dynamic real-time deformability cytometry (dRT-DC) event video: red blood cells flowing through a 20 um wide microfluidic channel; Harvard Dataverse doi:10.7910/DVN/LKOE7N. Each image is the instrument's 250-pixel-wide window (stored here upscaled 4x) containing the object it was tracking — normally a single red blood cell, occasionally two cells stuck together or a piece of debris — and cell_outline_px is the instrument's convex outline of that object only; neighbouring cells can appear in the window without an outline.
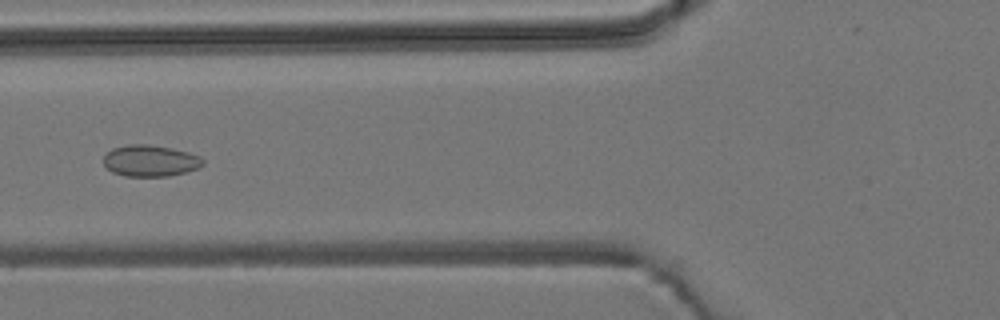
{"species": "common noctule bat (a hibernating species)", "species_latin": "Nyctalus noctula", "temperature_condition": "room temperature", "stored_images_in_passage": 46, "camera_frame_rate_fps": 3000, "um_per_image_px": 0.085, "animal": {"sex": "male", "body_mass_g": 19.2, "forearm_length_mm": 51.8}, "frame": {"image": 1, "passage_image": 13, "time_ms": 4.0, "image_size_px": [1000, 320], "cell_outline_px": [[204, 164], [196, 168], [184, 172], [168, 176], [124, 176], [112, 172], [104, 164], [104, 156], [112, 148], [128, 144], [148, 144], [172, 148], [188, 152], [200, 156], [204, 160]], "centroid_in_image_um": [12.76, 13.65], "position_along_channel_um": 113.0, "area_um2": 18.15}}
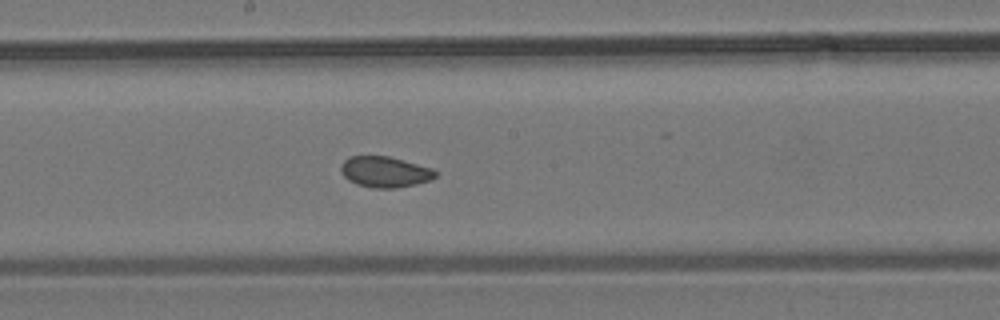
{"frame": {"image": 2, "passage_image": 21, "time_ms": 6.667, "image_size_px": [1000, 320], "cell_outline_px": [[436, 176], [432, 180], [416, 184], [396, 188], [372, 188], [356, 184], [348, 180], [340, 172], [340, 168], [344, 160], [348, 156], [388, 156], [432, 168], [436, 172]], "centroid_in_image_um": [32.7, 14.62], "position_along_channel_um": 215.5, "area_um2": 17.05}}
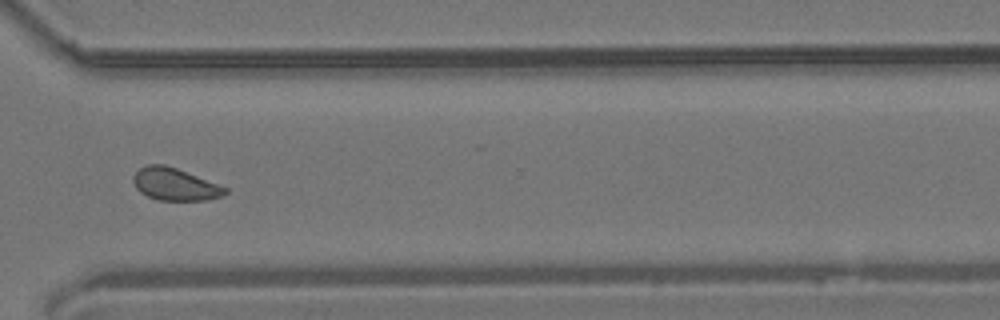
{"frame": {"image": 3, "passage_image": 32, "time_ms": 10.333, "image_size_px": [1000, 320], "cell_outline_px": [[228, 192], [224, 196], [208, 200], [160, 200], [148, 196], [140, 192], [136, 188], [132, 180], [132, 176], [140, 168], [148, 164], [164, 164], [176, 168], [228, 188]], "centroid_in_image_um": [14.87, 15.67], "position_along_channel_um": 355.7, "area_um2": 17.28}, "authors_computed_cell_mechanics": {"area_um2": 17.5712, "velocity_mm_per_s": 3.838, "shape_relaxation_time_tau1_ms": null, "shape_relaxation_time_tau2_ms": 1.4103, "deformation_change_tau1": null, "deformation_change_tau2": 0.0519}}